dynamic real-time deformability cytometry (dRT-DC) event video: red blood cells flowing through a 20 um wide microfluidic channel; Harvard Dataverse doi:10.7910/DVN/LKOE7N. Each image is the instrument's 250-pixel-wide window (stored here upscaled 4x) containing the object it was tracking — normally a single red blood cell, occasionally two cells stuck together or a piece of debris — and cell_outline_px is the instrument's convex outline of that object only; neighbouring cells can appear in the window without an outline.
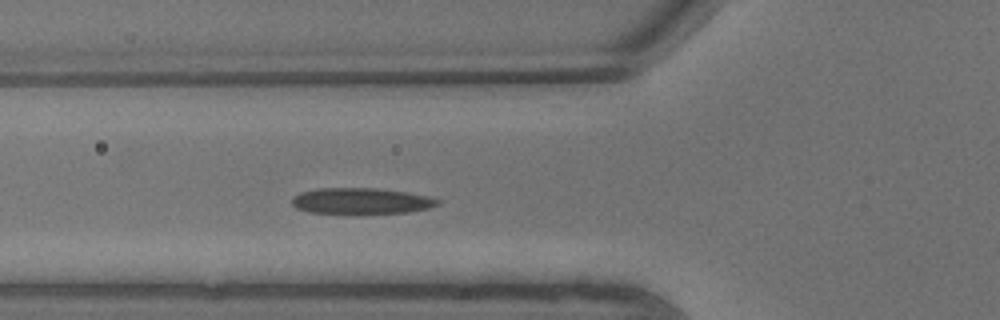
{"species": "common noctule bat (a hibernating species)", "species_latin": "Nyctalus noctula", "temperature_condition": "warm", "stored_images_in_passage": 6, "camera_frame_rate_fps": 3000, "um_per_image_px": 0.085, "animal": {"sex": "male", "body_mass_g": 13.3}, "frame": {"image": 1, "passage_image": 6, "time_ms": 1.667, "image_size_px": [1000, 320], "cell_outline_px": [[440, 204], [428, 208], [408, 212], [308, 212], [296, 208], [292, 204], [292, 196], [300, 192], [316, 188], [376, 188], [404, 192], [428, 196], [440, 200]], "centroid_in_image_um": [30.66, 17.06], "position_along_channel_um": 95.1, "area_um2": 21.62}}